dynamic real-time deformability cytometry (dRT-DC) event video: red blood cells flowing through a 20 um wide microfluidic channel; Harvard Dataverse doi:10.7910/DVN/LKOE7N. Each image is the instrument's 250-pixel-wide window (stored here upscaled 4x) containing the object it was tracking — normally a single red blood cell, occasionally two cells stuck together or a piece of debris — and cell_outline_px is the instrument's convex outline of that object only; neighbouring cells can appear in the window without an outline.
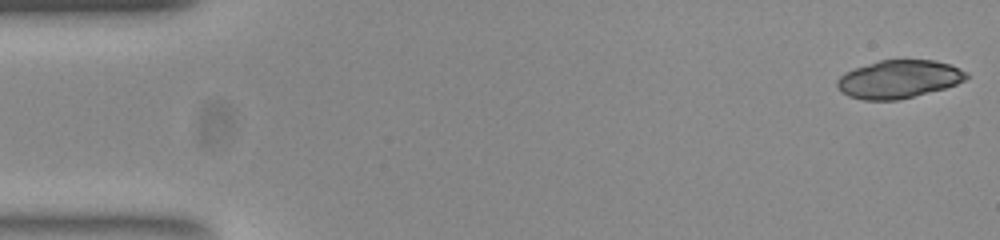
{"species": "common noctule bat (a hibernating species)", "species_latin": "Nyctalus noctula", "temperature_condition": "room temperature", "stored_images_in_passage": 52, "camera_frame_rate_fps": 3000, "um_per_image_px": 0.085, "animal": {"sex": "female", "body_mass_g": 23.0, "forearm_length_mm": 53.4}, "frame": {"image": 1, "passage_image": 1, "time_ms": 0.0, "image_size_px": [1000, 240], "cell_outline_px": [[968, 76], [964, 80], [956, 84], [944, 88], [896, 100], [864, 100], [848, 96], [840, 92], [836, 88], [836, 80], [844, 72], [880, 60], [936, 60], [960, 68], [968, 72]], "centroid_in_image_um": [76.36, 6.73], "position_along_channel_um": 8.6, "area_um2": 28.55}, "authors_computed_cell_mechanics": {"area_um2": 24.2471, "velocity_mm_per_s": 3.8746, "shape_relaxation_time_tau1_ms": null, "shape_relaxation_time_tau2_ms": 2.7486, "deformation_change_tau1": null, "deformation_change_tau2": 0.0586}}